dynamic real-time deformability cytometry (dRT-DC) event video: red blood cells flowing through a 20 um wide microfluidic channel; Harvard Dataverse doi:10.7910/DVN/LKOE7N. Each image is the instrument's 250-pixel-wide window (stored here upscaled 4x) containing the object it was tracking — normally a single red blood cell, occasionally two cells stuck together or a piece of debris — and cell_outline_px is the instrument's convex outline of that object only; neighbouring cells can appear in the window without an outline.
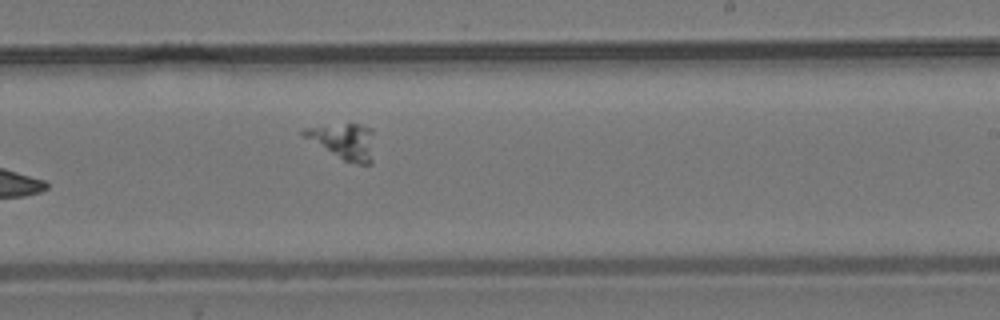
{"species": "common noctule bat (a hibernating species)", "species_latin": "Nyctalus noctula", "temperature_condition": "room temperature", "stored_images_in_passage": 9, "camera_frame_rate_fps": 3000, "um_per_image_px": 0.085, "animal": {"sex": "male", "body_mass_g": 19.2, "forearm_length_mm": 51.8}, "frame": {"image": 1, "passage_image": 9, "time_ms": 10.667, "image_size_px": [1000, 320], "cell_outline_px": [[372, 164], [356, 164], [344, 160], [304, 136], [300, 132], [304, 128], [348, 124], [360, 124], [372, 128]], "centroid_in_image_um": [29.26, 12.01], "position_along_channel_um": 259.7, "area_um2": 14.16}}